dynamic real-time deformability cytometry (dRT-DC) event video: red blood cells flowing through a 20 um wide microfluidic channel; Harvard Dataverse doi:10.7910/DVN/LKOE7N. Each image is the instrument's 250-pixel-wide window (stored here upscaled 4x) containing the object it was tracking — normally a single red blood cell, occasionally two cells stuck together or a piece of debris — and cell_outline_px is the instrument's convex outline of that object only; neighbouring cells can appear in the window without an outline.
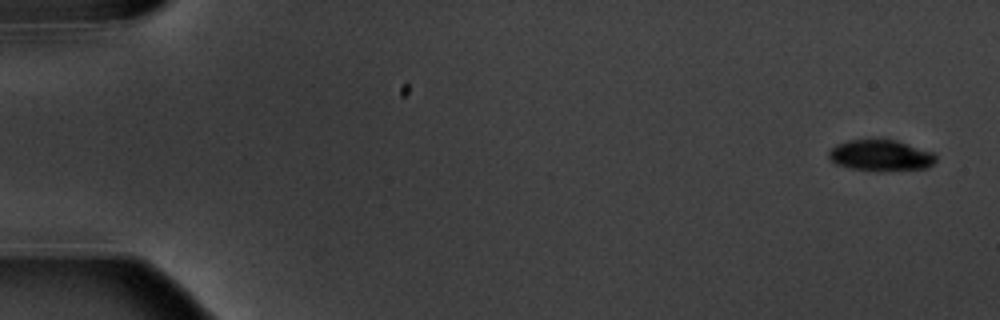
{"species": "common noctule bat (a hibernating species)", "species_latin": "Nyctalus noctula", "temperature_condition": "warm", "stored_images_in_passage": 6, "camera_frame_rate_fps": 3000, "um_per_image_px": 0.085, "animal": {"sex": "male", "body_mass_g": 20.1, "forearm_length_mm": 53.5}, "frame": {"image": 1, "passage_image": 1, "time_ms": 0.0, "image_size_px": [1000, 320], "cell_outline_px": [[936, 160], [928, 168], [880, 172], [876, 172], [852, 168], [836, 164], [828, 156], [828, 152], [836, 144], [848, 140], [896, 140], [932, 152], [936, 156]], "centroid_in_image_um": [74.86, 13.23], "position_along_channel_um": 10.1, "area_um2": 19.48}}
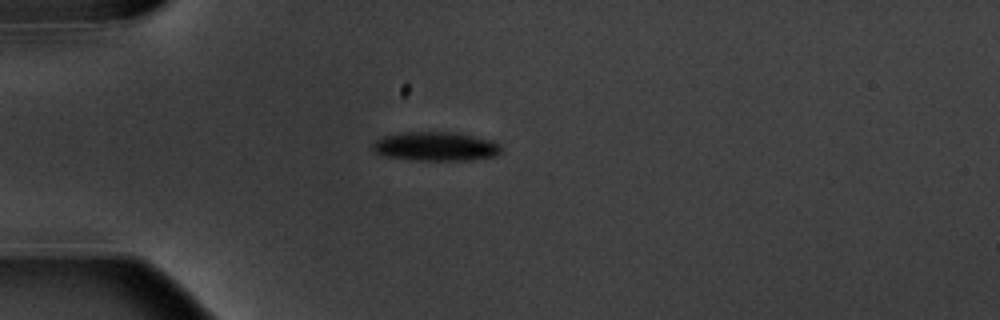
{"frame": {"image": 2, "passage_image": 5, "time_ms": 4.667, "image_size_px": [1000, 320], "cell_outline_px": [[500, 152], [496, 156], [468, 160], [416, 160], [380, 156], [372, 148], [372, 144], [376, 140], [384, 136], [404, 132], [452, 132], [492, 140], [500, 144]], "centroid_in_image_um": [37.01, 12.45], "position_along_channel_um": 48.0, "area_um2": 21.68}}